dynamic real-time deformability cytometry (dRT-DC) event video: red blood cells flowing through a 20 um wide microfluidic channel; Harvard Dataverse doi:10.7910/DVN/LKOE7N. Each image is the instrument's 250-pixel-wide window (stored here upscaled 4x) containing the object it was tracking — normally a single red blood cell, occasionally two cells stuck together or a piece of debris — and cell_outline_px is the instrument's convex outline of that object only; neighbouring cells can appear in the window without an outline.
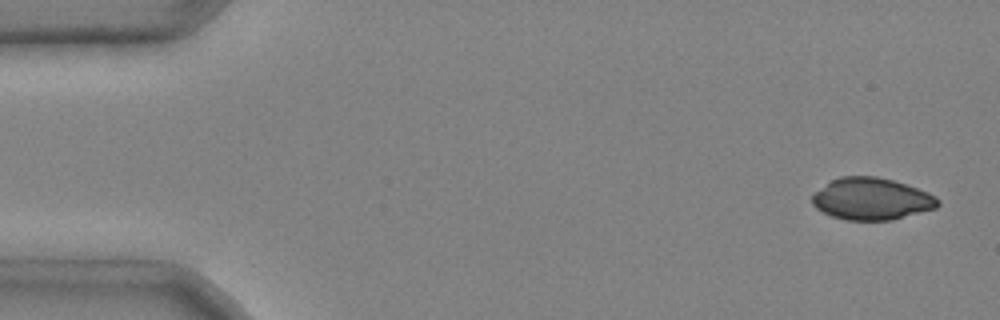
{"species": "common noctule bat (a hibernating species)", "species_latin": "Nyctalus noctula", "temperature_condition": "cold", "stored_images_in_passage": 3, "camera_frame_rate_fps": 3000, "um_per_image_px": 0.085, "animal": {"sex": "male", "body_mass_g": 20.4}, "frame": {"image": 1, "passage_image": 1, "time_ms": 0.0, "image_size_px": [1000, 320], "cell_outline_px": [[940, 204], [936, 208], [892, 220], [848, 220], [832, 216], [816, 208], [812, 204], [812, 192], [832, 180], [840, 176], [876, 176], [892, 180], [928, 192], [936, 196], [940, 200]], "centroid_in_image_um": [74.07, 16.9], "position_along_channel_um": 10.9, "area_um2": 30.75}}